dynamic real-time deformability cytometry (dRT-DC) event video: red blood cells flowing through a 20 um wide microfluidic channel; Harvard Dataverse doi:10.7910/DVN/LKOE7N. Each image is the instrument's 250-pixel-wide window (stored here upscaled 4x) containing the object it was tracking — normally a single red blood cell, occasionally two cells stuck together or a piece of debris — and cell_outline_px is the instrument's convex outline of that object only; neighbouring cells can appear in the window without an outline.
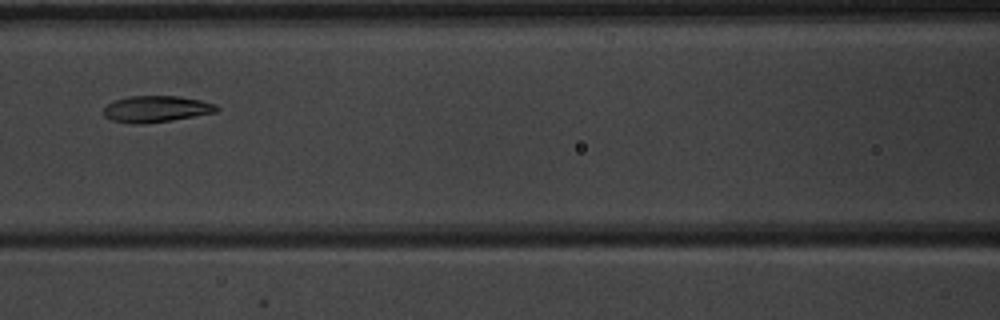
{"species": "common noctule bat (a hibernating species)", "species_latin": "Nyctalus noctula", "temperature_condition": "warm", "stored_images_in_passage": 5, "camera_frame_rate_fps": 3000, "um_per_image_px": 0.085, "animal": {"sex": "male", "body_mass_g": 20.1, "forearm_length_mm": 53.5}, "frame": {"image": 1, "passage_image": 5, "time_ms": 4.667, "image_size_px": [1000, 320], "cell_outline_px": [[220, 108], [216, 112], [172, 120], [144, 124], [132, 124], [112, 120], [104, 116], [104, 108], [108, 104], [116, 100], [128, 96], [180, 96], [200, 100], [216, 104]], "centroid_in_image_um": [13.29, 9.26], "position_along_channel_um": 153.3, "area_um2": 17.4}}